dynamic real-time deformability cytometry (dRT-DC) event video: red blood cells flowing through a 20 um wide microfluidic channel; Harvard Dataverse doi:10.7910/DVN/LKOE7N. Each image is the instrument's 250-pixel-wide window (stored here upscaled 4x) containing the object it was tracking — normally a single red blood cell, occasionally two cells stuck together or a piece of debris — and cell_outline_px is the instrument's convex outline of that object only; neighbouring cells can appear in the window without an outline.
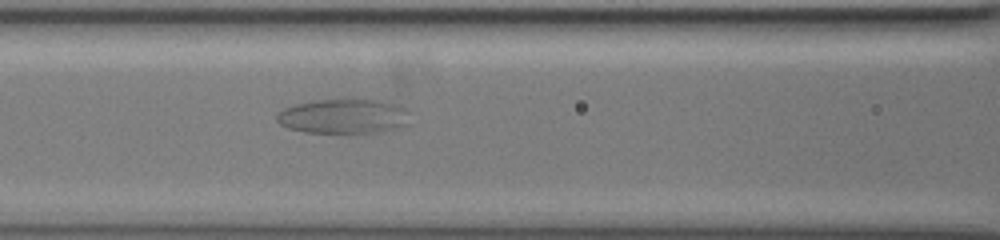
{"species": "common noctule bat (a hibernating species)", "species_latin": "Nyctalus noctula", "temperature_condition": "warm", "stored_images_in_passage": 73, "camera_frame_rate_fps": 3000, "um_per_image_px": 0.085, "animal": {"sex": "female", "body_mass_g": 19.5, "forearm_length_mm": 54.1}, "frame": {"image": 1, "passage_image": 37, "time_ms": 12.0, "image_size_px": [1000, 240], "cell_outline_px": [[404, 108], [400, 124], [392, 128], [372, 132], [348, 136], [304, 132], [288, 128], [280, 124], [276, 120], [276, 116], [280, 112], [296, 104], [316, 100], [376, 100], [392, 104]], "centroid_in_image_um": [29.0, 9.93], "position_along_channel_um": 137.6, "area_um2": 26.24}}
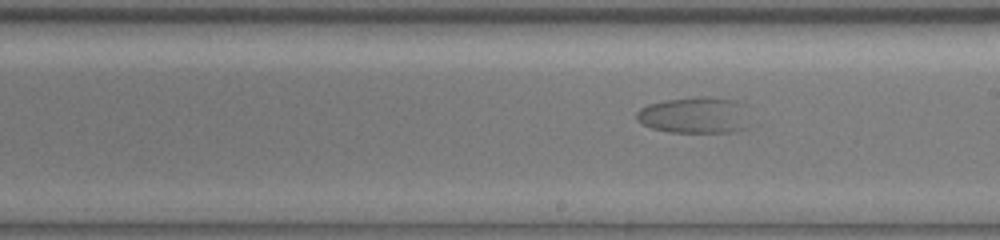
{"frame": {"image": 2, "passage_image": 46, "time_ms": 15.0, "image_size_px": [1000, 240], "cell_outline_px": [[748, 128], [732, 132], [668, 132], [652, 128], [644, 124], [636, 116], [636, 112], [640, 108], [648, 104], [664, 100], [696, 96], [708, 96], [736, 100]], "centroid_in_image_um": [58.95, 9.79], "position_along_channel_um": 230.0, "area_um2": 23.52}}
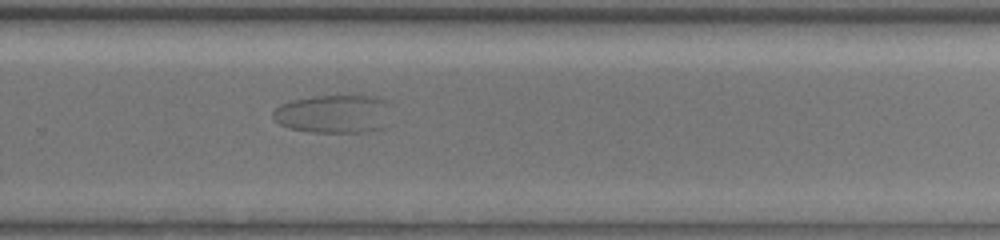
{"frame": {"image": 3, "passage_image": 53, "time_ms": 17.333, "image_size_px": [1000, 240], "cell_outline_px": [[392, 104], [380, 128], [368, 132], [312, 132], [288, 128], [280, 124], [272, 116], [272, 112], [280, 104], [292, 100], [312, 96], [376, 96]], "centroid_in_image_um": [28.32, 9.67], "position_along_channel_um": 301.5, "area_um2": 26.3}}